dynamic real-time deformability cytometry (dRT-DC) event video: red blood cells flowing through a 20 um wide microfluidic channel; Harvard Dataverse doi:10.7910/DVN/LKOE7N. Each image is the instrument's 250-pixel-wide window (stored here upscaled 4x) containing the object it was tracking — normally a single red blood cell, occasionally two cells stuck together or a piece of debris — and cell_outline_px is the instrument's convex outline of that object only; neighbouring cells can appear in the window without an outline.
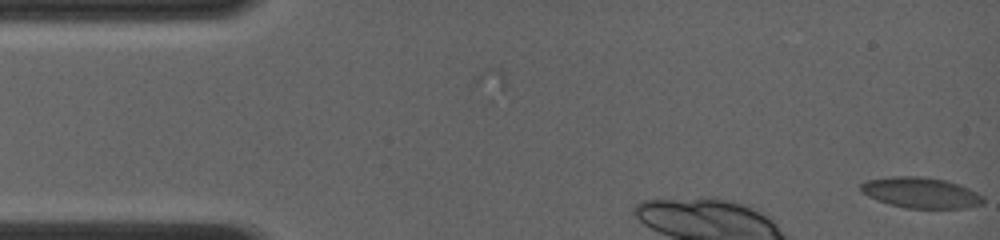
{"species": "common noctule bat (a hibernating species)", "species_latin": "Nyctalus noctula", "temperature_condition": "room temperature", "stored_images_in_passage": 2, "camera_frame_rate_fps": 4000, "um_per_image_px": 0.085, "animal": {"sex": "female", "body_mass_g": 19.0, "forearm_length_mm": 56.7}, "frame": {"image": 1, "passage_image": 2, "time_ms": 0.25, "image_size_px": [1000, 240], "cell_outline_px": [[984, 204], [964, 208], [904, 208], [868, 196], [860, 192], [860, 184], [864, 180], [892, 176], [920, 176], [948, 180], [960, 184], [984, 196]], "centroid_in_image_um": [78.28, 16.36], "position_along_channel_um": 6.7, "area_um2": 22.08}}